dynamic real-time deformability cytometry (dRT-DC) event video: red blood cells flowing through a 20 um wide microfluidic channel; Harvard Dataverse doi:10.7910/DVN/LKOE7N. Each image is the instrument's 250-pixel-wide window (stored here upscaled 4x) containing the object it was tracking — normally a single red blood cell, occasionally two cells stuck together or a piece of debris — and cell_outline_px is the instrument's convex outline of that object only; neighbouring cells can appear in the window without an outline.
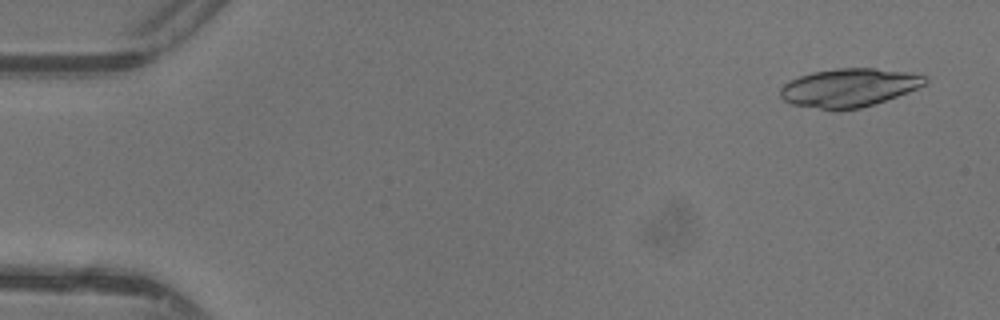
{"species": "common noctule bat (a hibernating species)", "species_latin": "Nyctalus noctula", "temperature_condition": "warm", "stored_images_in_passage": 47, "camera_frame_rate_fps": 3000, "um_per_image_px": 0.085, "animal": {"sex": "female"}, "frame": {"image": 1, "passage_image": 3, "time_ms": 0.667, "image_size_px": [1000, 320], "cell_outline_px": [[928, 80], [924, 84], [916, 88], [896, 96], [860, 108], [820, 108], [792, 104], [784, 100], [780, 96], [780, 88], [784, 84], [800, 76], [812, 72], [836, 68], [876, 68], [908, 72], [928, 76]], "centroid_in_image_um": [72.17, 7.42], "position_along_channel_um": 12.8, "area_um2": 31.73}}
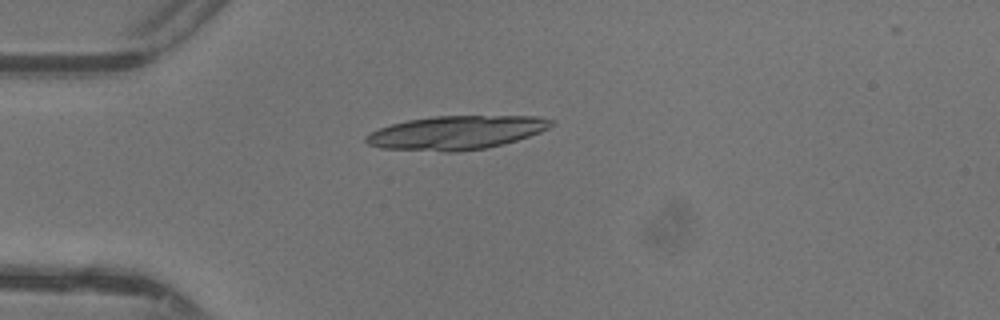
{"frame": {"image": 2, "passage_image": 13, "time_ms": 4.0, "image_size_px": [1000, 320], "cell_outline_px": [[552, 124], [548, 128], [540, 132], [504, 144], [488, 148], [456, 152], [444, 152], [380, 148], [368, 144], [364, 140], [364, 136], [380, 128], [392, 124], [408, 120], [432, 116], [536, 116], [552, 120]], "centroid_in_image_um": [38.75, 11.28], "position_along_channel_um": 46.2, "area_um2": 36.36}}